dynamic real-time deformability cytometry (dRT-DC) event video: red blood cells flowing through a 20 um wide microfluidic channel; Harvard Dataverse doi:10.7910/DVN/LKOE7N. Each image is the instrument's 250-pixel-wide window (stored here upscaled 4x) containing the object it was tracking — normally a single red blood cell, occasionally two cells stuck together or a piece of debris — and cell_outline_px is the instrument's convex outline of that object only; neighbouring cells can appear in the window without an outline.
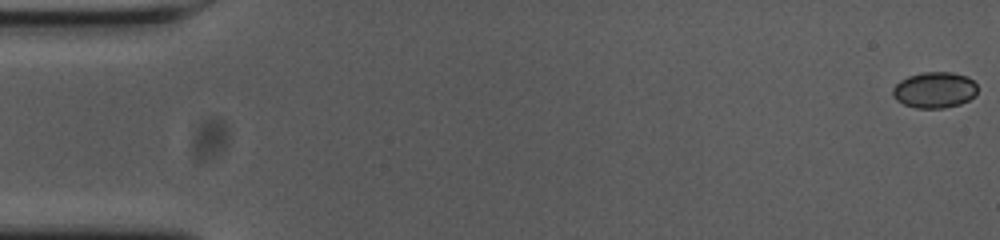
{"species": "common noctule bat (a hibernating species)", "species_latin": "Nyctalus noctula", "temperature_condition": "cold", "stored_images_in_passage": 13, "camera_frame_rate_fps": 3000, "um_per_image_px": 0.085, "animal": {"sex": "female", "body_mass_g": 23.0, "forearm_length_mm": 53.4}, "frame": {"image": 1, "passage_image": 1, "time_ms": 0.0, "image_size_px": [1000, 240], "cell_outline_px": [[976, 96], [960, 104], [944, 108], [916, 108], [904, 104], [896, 100], [892, 96], [892, 88], [900, 80], [908, 76], [924, 72], [952, 72], [968, 76], [976, 84]], "centroid_in_image_um": [79.43, 7.65], "position_along_channel_um": 5.6, "area_um2": 17.92}}